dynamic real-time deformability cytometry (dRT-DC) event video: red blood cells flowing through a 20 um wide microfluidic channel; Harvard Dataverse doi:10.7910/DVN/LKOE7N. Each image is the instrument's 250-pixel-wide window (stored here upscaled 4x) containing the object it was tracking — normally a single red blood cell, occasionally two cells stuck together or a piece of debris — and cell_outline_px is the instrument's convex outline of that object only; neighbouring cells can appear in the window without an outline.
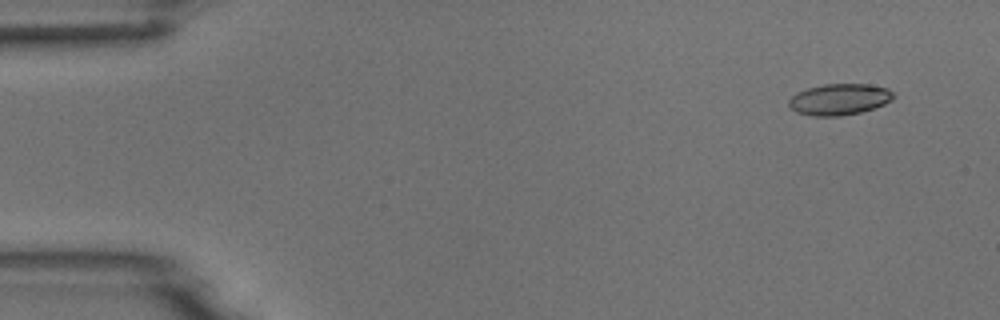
{"species": "common noctule bat (a hibernating species)", "species_latin": "Nyctalus noctula", "temperature_condition": "room temperature", "stored_images_in_passage": 6, "camera_frame_rate_fps": 3000, "um_per_image_px": 0.085, "animal": {"sex": "male", "body_mass_g": 18.8}, "frame": {"image": 1, "passage_image": 1, "time_ms": 0.0, "image_size_px": [1000, 320], "cell_outline_px": [[896, 96], [892, 100], [884, 104], [860, 112], [840, 116], [812, 116], [796, 112], [788, 104], [788, 100], [796, 92], [808, 88], [824, 84], [868, 84], [888, 88]], "centroid_in_image_um": [71.34, 8.44], "position_along_channel_um": 13.7, "area_um2": 19.07}}
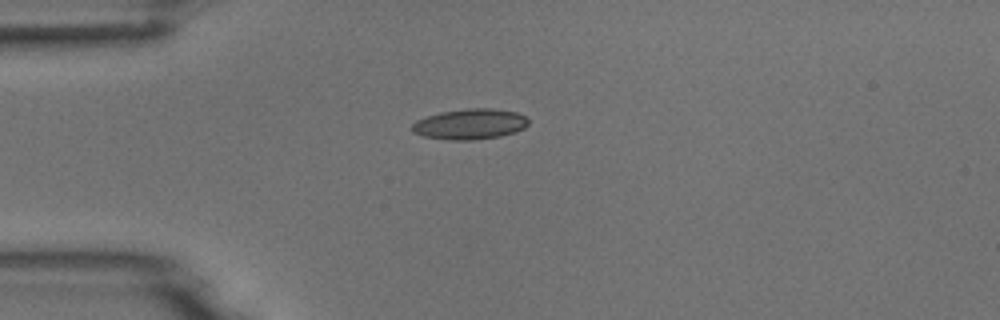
{"frame": {"image": 2, "passage_image": 4, "time_ms": 1.0, "image_size_px": [1000, 320], "cell_outline_px": [[528, 124], [524, 128], [516, 132], [500, 136], [472, 140], [448, 140], [424, 136], [412, 132], [412, 124], [416, 120], [440, 112], [468, 108], [492, 108], [516, 112], [524, 116], [528, 120]], "centroid_in_image_um": [39.94, 10.55], "position_along_channel_um": 45.1, "area_um2": 20.69}}
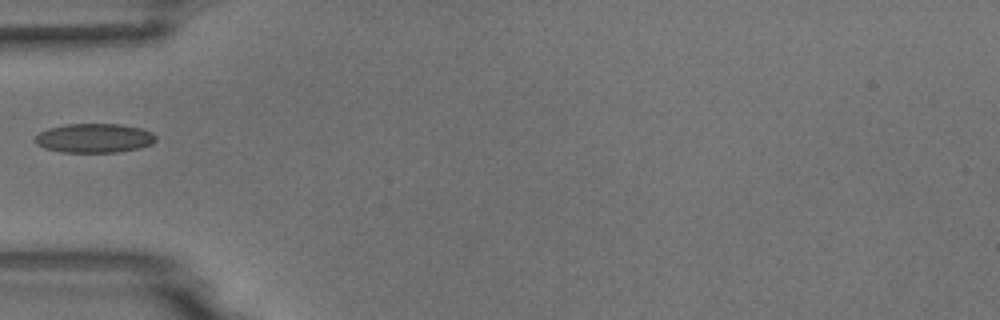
{"frame": {"image": 3, "passage_image": 5, "time_ms": 1.333, "image_size_px": [1000, 320], "cell_outline_px": [[156, 140], [152, 144], [140, 148], [116, 152], [60, 152], [44, 148], [36, 144], [32, 140], [40, 132], [48, 128], [64, 124], [120, 124], [140, 128], [152, 132], [156, 136]], "centroid_in_image_um": [7.99, 11.74], "position_along_channel_um": 77.0, "area_um2": 20.69}}